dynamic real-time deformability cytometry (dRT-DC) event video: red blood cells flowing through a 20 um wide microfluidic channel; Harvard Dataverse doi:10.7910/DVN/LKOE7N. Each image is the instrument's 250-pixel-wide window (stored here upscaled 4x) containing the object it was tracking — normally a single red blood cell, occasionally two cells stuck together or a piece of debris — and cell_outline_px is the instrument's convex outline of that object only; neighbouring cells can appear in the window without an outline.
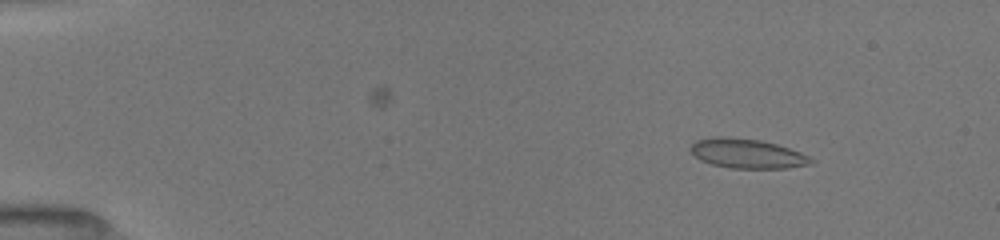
{"species": "common noctule bat (a hibernating species)", "species_latin": "Nyctalus noctula", "temperature_condition": "room temperature", "stored_images_in_passage": 49, "camera_frame_rate_fps": 3000, "um_per_image_px": 0.085, "animal": {"sex": "female", "body_mass_g": 19.5, "forearm_length_mm": 54.1}, "frame": {"image": 1, "passage_image": 2, "time_ms": 1.0, "image_size_px": [1000, 240], "cell_outline_px": [[816, 160], [812, 164], [788, 168], [728, 168], [712, 164], [700, 160], [688, 148], [696, 140], [712, 136], [724, 136], [760, 140], [776, 144], [800, 152]], "centroid_in_image_um": [63.5, 13.05], "position_along_channel_um": 21.5, "area_um2": 20.81}}
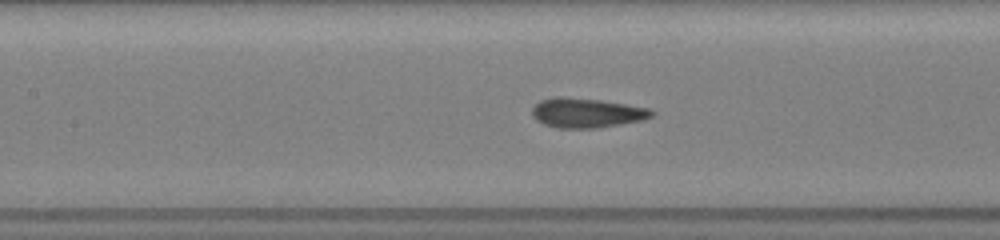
{"frame": {"image": 2, "passage_image": 20, "time_ms": 7.0, "image_size_px": [1000, 240], "cell_outline_px": [[656, 112], [652, 116], [644, 120], [596, 128], [556, 128], [544, 124], [536, 120], [532, 116], [532, 108], [540, 100], [556, 96], [560, 96], [600, 100], [652, 108]], "centroid_in_image_um": [49.88, 9.59], "position_along_channel_um": 157.5, "area_um2": 20.81}}
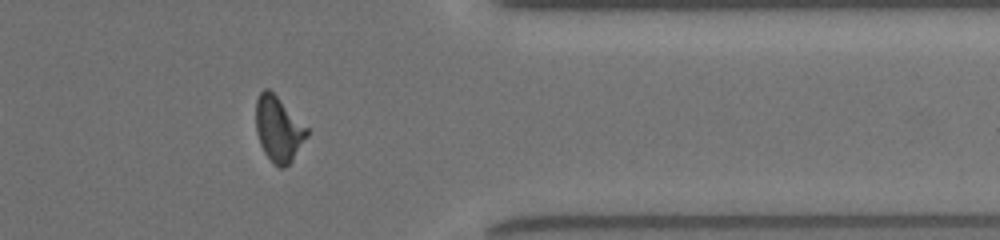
{"frame": {"image": 3, "passage_image": 42, "time_ms": 13.0, "image_size_px": [1000, 240], "cell_outline_px": [[308, 136], [292, 160], [284, 168], [280, 168], [264, 152], [260, 144], [256, 132], [256, 100], [260, 92], [264, 88], [268, 88], [308, 128]], "centroid_in_image_um": [23.66, 10.96], "position_along_channel_um": 387.7, "area_um2": 19.07}, "authors_computed_cell_mechanics": {"area_um2": 19.8832, "velocity_mm_per_s": 4.0123, "shape_relaxation_time_tau1_ms": null, "shape_relaxation_time_tau2_ms": 0.5881, "deformation_change_tau1": null, "deformation_change_tau2": 0.0534}}